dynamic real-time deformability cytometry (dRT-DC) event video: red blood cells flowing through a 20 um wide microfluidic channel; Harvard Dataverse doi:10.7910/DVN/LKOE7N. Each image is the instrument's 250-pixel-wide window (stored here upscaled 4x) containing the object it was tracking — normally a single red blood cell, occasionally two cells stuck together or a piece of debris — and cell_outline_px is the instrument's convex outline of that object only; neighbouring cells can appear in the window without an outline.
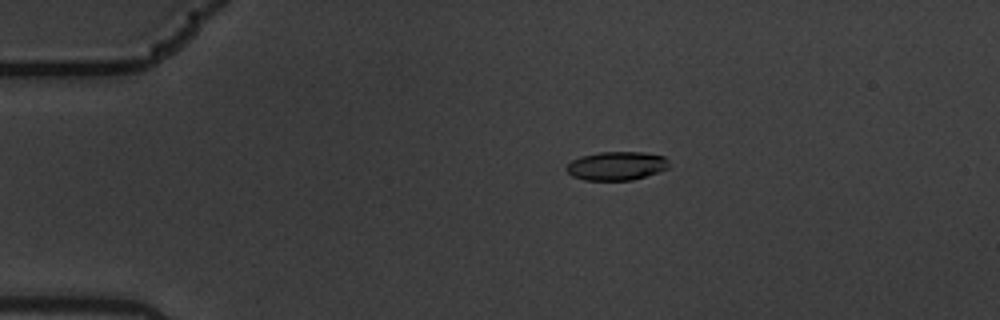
{"species": "common noctule bat (a hibernating species)", "species_latin": "Nyctalus noctula", "temperature_condition": "warm", "stored_images_in_passage": 9, "camera_frame_rate_fps": 3000, "um_per_image_px": 0.085, "animal": {"sex": "male", "body_mass_g": 19.5, "forearm_length_mm": 54.6}, "frame": {"image": 1, "passage_image": 4, "time_ms": 1.0, "image_size_px": [1000, 320], "cell_outline_px": [[668, 168], [632, 180], [584, 180], [572, 176], [564, 168], [572, 160], [580, 156], [600, 152], [644, 152], [664, 156], [668, 160]], "centroid_in_image_um": [52.37, 14.09], "position_along_channel_um": 32.6, "area_um2": 17.05}}
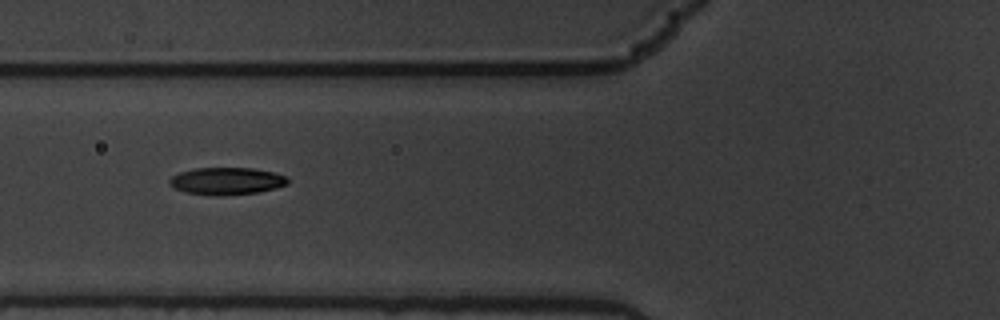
{"frame": {"image": 2, "passage_image": 7, "time_ms": 2.0, "image_size_px": [1000, 320], "cell_outline_px": [[288, 184], [276, 188], [260, 192], [184, 192], [168, 184], [168, 180], [172, 176], [180, 172], [196, 168], [252, 168], [272, 172], [284, 176], [288, 180]], "centroid_in_image_um": [19.27, 15.33], "position_along_channel_um": 106.5, "area_um2": 17.63}}
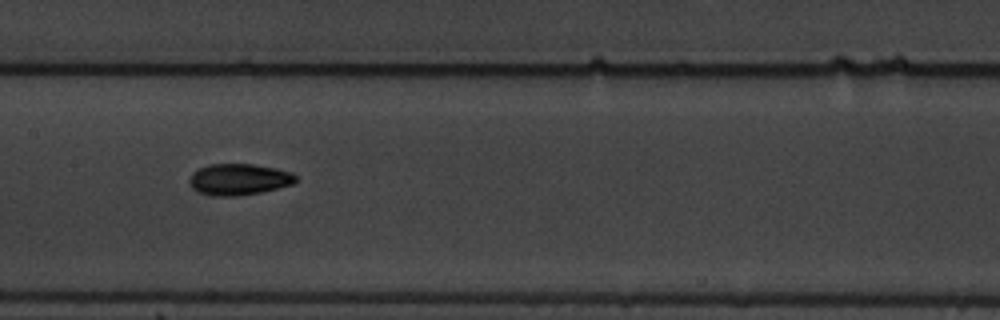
{"frame": {"image": 3, "passage_image": 9, "time_ms": 2.667, "image_size_px": [1000, 320], "cell_outline_px": [[296, 180], [292, 184], [260, 192], [236, 196], [212, 196], [196, 192], [192, 188], [188, 180], [192, 172], [208, 164], [252, 164], [276, 168], [292, 172], [296, 176]], "centroid_in_image_um": [20.26, 15.25], "position_along_channel_um": 187.1, "area_um2": 19.48}}